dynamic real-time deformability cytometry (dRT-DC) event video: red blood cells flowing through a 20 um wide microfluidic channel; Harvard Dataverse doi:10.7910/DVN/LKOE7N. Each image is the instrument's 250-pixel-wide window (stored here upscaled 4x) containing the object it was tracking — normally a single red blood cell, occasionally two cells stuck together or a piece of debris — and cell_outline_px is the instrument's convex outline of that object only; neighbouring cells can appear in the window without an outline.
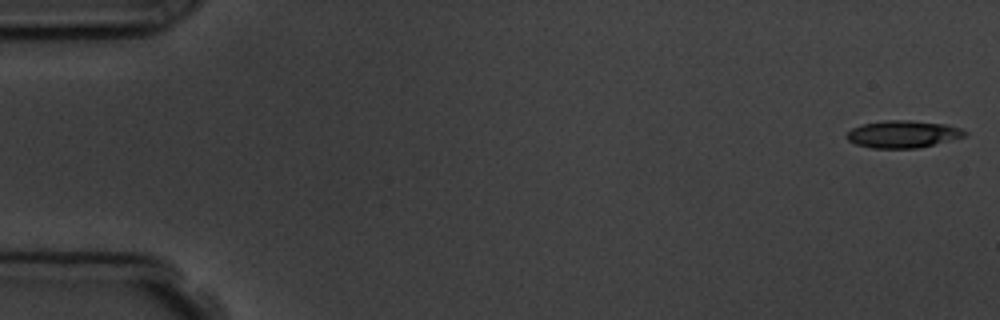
{"species": "common noctule bat (a hibernating species)", "species_latin": "Nyctalus noctula", "temperature_condition": "room temperature", "stored_images_in_passage": 7, "camera_frame_rate_fps": 3000, "um_per_image_px": 0.085, "animal": {"sex": "male", "body_mass_g": 19.5, "forearm_length_mm": 54.6}, "frame": {"image": 1, "passage_image": 1, "time_ms": 0.0, "image_size_px": [1000, 320], "cell_outline_px": [[968, 136], [916, 148], [872, 148], [856, 144], [848, 140], [844, 136], [852, 128], [864, 124], [884, 120], [908, 120], [944, 124], [960, 128], [968, 132]], "centroid_in_image_um": [76.75, 11.4], "position_along_channel_um": 8.3, "area_um2": 18.67}}
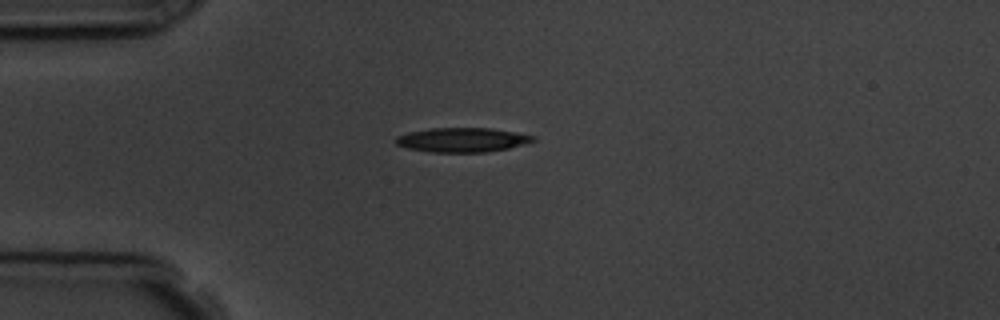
{"frame": {"image": 2, "passage_image": 4, "time_ms": 4.333, "image_size_px": [1000, 320], "cell_outline_px": [[536, 140], [524, 144], [508, 148], [488, 152], [432, 152], [408, 148], [396, 144], [396, 136], [408, 132], [432, 128], [492, 128], [516, 132], [536, 136]], "centroid_in_image_um": [39.32, 11.88], "position_along_channel_um": 45.7, "area_um2": 19.48}}